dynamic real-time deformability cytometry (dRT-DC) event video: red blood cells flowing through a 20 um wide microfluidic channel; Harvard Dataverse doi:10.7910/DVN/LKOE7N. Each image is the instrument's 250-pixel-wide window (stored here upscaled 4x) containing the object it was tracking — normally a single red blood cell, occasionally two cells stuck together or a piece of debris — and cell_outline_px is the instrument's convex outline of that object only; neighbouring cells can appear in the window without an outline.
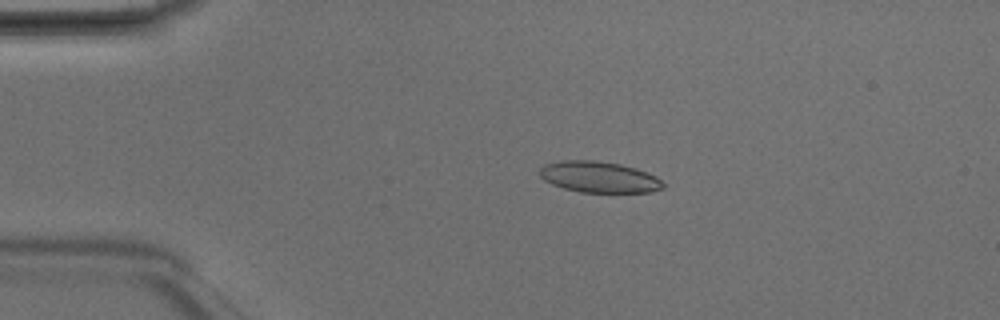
{"species": "Egyptian fruit bat (a non-hibernating species)", "species_latin": "Rousettus aegyptiacus", "temperature_condition": "room temperature", "stored_images_in_passage": 4, "camera_frame_rate_fps": 3000, "um_per_image_px": 0.085, "animal": {"sex": "male"}, "frame": {"image": 1, "passage_image": 3, "time_ms": 0.667, "image_size_px": [1000, 320], "cell_outline_px": [[664, 188], [652, 192], [580, 192], [564, 188], [552, 184], [544, 180], [540, 176], [540, 168], [544, 164], [560, 160], [596, 160], [620, 164], [636, 168], [648, 172], [656, 176], [664, 184]], "centroid_in_image_um": [50.92, 15.04], "position_along_channel_um": 34.1, "area_um2": 22.48}}